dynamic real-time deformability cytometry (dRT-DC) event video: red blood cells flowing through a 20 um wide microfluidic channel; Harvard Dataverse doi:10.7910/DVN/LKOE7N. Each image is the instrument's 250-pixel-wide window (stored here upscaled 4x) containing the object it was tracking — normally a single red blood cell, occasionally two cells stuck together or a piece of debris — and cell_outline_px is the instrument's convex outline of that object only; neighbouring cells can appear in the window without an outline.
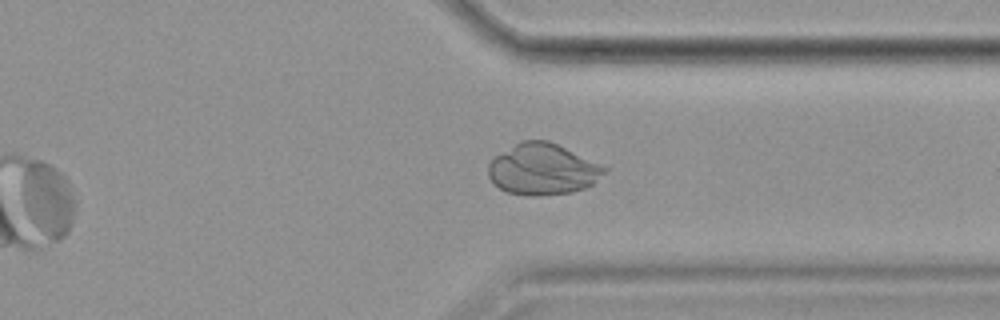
{"species": "common noctule bat (a hibernating species)", "species_latin": "Nyctalus noctula", "temperature_condition": "cold", "stored_images_in_passage": 39, "camera_frame_rate_fps": 3000, "um_per_image_px": 0.085, "animal": {"sex": "female", "body_mass_g": 19.9}, "frame": {"image": 1, "passage_image": 34, "time_ms": 11.0, "image_size_px": [1000, 320], "cell_outline_px": [[608, 168], [592, 184], [584, 188], [572, 192], [536, 196], [528, 196], [508, 192], [500, 188], [488, 176], [488, 164], [496, 156], [520, 140], [548, 140]], "centroid_in_image_um": [46.1, 14.39], "position_along_channel_um": 365.3, "area_um2": 34.16}}